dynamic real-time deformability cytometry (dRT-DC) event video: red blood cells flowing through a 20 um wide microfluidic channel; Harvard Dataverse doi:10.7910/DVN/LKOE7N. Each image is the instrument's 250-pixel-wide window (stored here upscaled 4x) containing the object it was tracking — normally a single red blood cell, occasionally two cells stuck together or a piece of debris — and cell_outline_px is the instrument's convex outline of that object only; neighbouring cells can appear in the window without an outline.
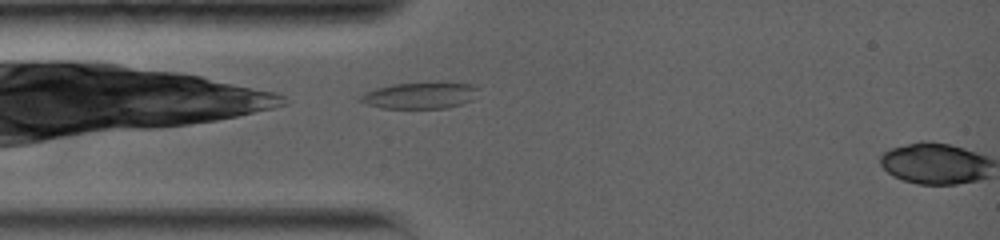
{"species": "common noctule bat (a hibernating species)", "species_latin": "Nyctalus noctula", "temperature_condition": "warm", "stored_images_in_passage": 2, "segment_of_instrument_passage": [1, 2], "camera_frame_rate_fps": 5000, "um_per_image_px": 0.085, "animal": {"sex": "female", "body_mass_g": 19.0, "forearm_length_mm": 56.7}, "frame": {"image": 1, "passage_image": 1, "time_ms": 0.0, "image_size_px": [1000, 240], "cell_outline_px": [[476, 88], [472, 100], [448, 108], [384, 108], [368, 104], [360, 100], [360, 96], [364, 92], [376, 88], [392, 84], [472, 84]], "centroid_in_image_um": [35.63, 8.14], "position_along_channel_um": 49.4, "area_um2": 17.34}}